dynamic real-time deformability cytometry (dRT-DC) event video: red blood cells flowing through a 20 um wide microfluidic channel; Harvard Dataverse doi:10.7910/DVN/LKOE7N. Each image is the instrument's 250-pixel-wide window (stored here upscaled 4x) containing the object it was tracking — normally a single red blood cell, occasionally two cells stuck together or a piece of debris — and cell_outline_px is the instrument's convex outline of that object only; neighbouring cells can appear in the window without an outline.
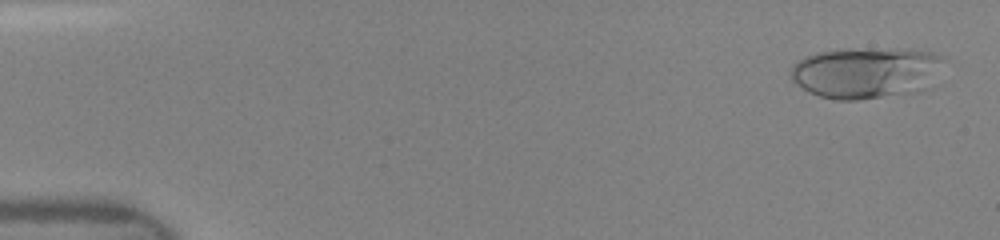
{"species": "human", "species_latin": "Homo sapiens", "temperature_condition": "room temperature", "stored_images_in_passage": 10, "camera_frame_rate_fps": 3000, "um_per_image_px": 0.085, "donor": {"sex": "female"}, "frame": {"image": 1, "passage_image": 2, "time_ms": 0.333, "image_size_px": [1000, 240], "cell_outline_px": [[944, 56], [932, 88], [920, 92], [856, 100], [836, 100], [820, 96], [808, 92], [796, 84], [792, 80], [792, 64], [816, 52], [840, 48], [908, 48], [932, 52]], "centroid_in_image_um": [73.67, 6.16], "position_along_channel_um": 11.3, "area_um2": 46.7}}
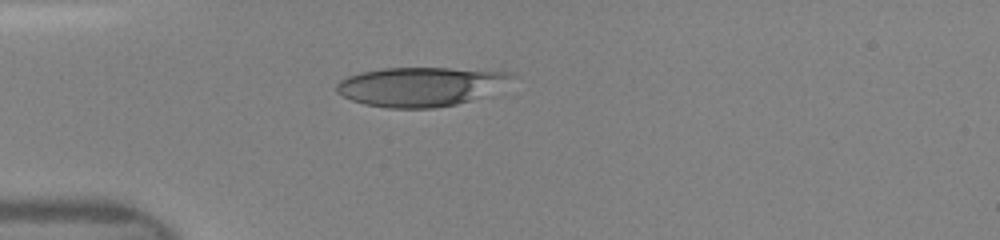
{"frame": {"image": 2, "passage_image": 7, "time_ms": 4.0, "image_size_px": [1000, 240], "cell_outline_px": [[520, 76], [468, 100], [456, 104], [432, 108], [388, 108], [364, 104], [352, 100], [336, 92], [336, 84], [340, 80], [348, 76], [360, 72], [384, 68], [448, 68], [516, 72]], "centroid_in_image_um": [35.69, 7.34], "position_along_channel_um": 49.3, "area_um2": 39.54}}
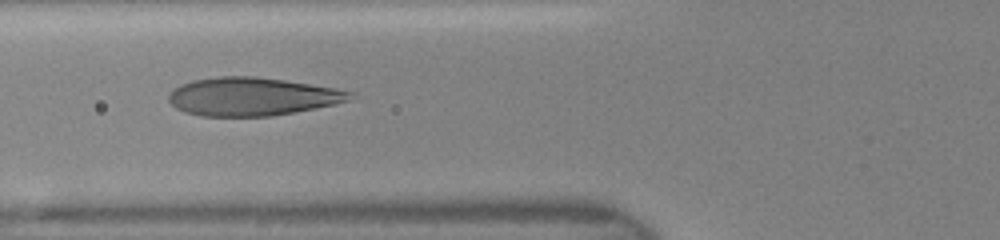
{"frame": {"image": 3, "passage_image": 9, "time_ms": 5.667, "image_size_px": [1000, 240], "cell_outline_px": [[356, 92], [348, 100], [336, 104], [316, 108], [272, 116], [200, 116], [184, 112], [176, 108], [168, 100], [168, 96], [180, 84], [192, 80], [220, 76], [252, 76], [284, 80], [336, 88]], "centroid_in_image_um": [21.43, 8.21], "position_along_channel_um": 104.4, "area_um2": 40.34}}